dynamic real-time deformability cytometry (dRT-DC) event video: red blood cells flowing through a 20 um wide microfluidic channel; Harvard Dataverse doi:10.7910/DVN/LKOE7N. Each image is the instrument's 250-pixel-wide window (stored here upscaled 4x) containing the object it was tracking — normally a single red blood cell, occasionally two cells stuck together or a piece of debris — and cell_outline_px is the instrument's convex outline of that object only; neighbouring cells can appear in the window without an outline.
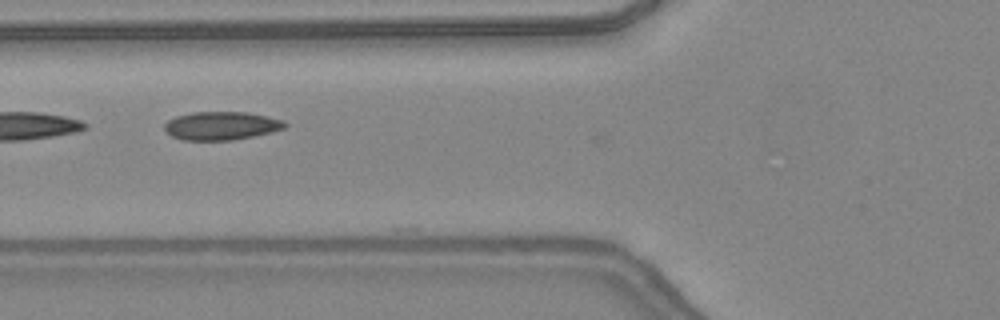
{"species": "common noctule bat (a hibernating species)", "species_latin": "Nyctalus noctula", "temperature_condition": "warm", "stored_images_in_passage": 6, "camera_frame_rate_fps": 3000, "um_per_image_px": 0.085, "animal": {"sex": "female", "body_mass_g": 24.6, "forearm_length_mm": 56.2}, "frame": {"image": 1, "passage_image": 4, "time_ms": 1.0, "image_size_px": [1000, 320], "cell_outline_px": [[288, 124], [284, 128], [272, 132], [232, 140], [184, 140], [172, 136], [164, 128], [164, 124], [168, 120], [176, 116], [192, 112], [248, 112], [268, 116], [284, 120]], "centroid_in_image_um": [18.83, 10.68], "position_along_channel_um": 107.0, "area_um2": 19.88}}